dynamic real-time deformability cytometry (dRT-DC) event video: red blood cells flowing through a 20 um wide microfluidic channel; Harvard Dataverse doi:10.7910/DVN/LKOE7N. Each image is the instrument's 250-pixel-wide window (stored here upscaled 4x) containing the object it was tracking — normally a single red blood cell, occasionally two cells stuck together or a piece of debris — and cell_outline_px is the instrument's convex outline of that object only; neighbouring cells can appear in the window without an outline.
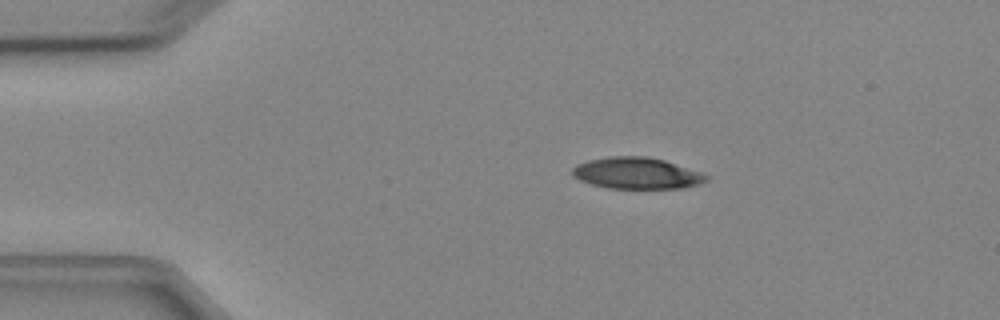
{"species": "Egyptian fruit bat (a non-hibernating species)", "species_latin": "Rousettus aegyptiacus", "temperature_condition": "cold", "stored_images_in_passage": 4, "camera_frame_rate_fps": 3000, "um_per_image_px": 0.085, "animal": {"sex": "female"}, "frame": {"image": 1, "passage_image": 2, "time_ms": 1.333, "image_size_px": [1000, 320], "cell_outline_px": [[712, 176], [708, 180], [700, 184], [684, 188], [608, 188], [592, 184], [580, 180], [572, 176], [572, 168], [576, 164], [588, 160], [608, 156], [644, 156], [664, 160]], "centroid_in_image_um": [54.13, 14.72], "position_along_channel_um": 30.9, "area_um2": 24.62}}
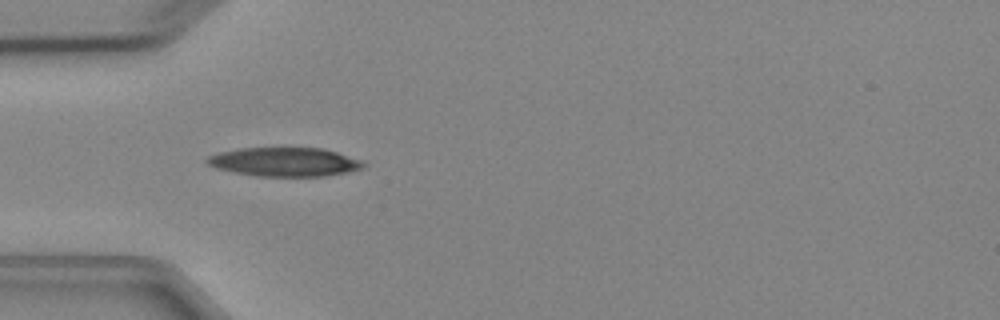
{"frame": {"image": 2, "passage_image": 3, "time_ms": 3.333, "image_size_px": [1000, 320], "cell_outline_px": [[364, 168], [324, 176], [256, 176], [232, 172], [216, 168], [208, 164], [204, 160], [208, 156], [220, 152], [240, 148], [320, 148], [336, 152], [360, 160], [364, 164]], "centroid_in_image_um": [24.13, 13.76], "position_along_channel_um": 60.9, "area_um2": 26.07}}